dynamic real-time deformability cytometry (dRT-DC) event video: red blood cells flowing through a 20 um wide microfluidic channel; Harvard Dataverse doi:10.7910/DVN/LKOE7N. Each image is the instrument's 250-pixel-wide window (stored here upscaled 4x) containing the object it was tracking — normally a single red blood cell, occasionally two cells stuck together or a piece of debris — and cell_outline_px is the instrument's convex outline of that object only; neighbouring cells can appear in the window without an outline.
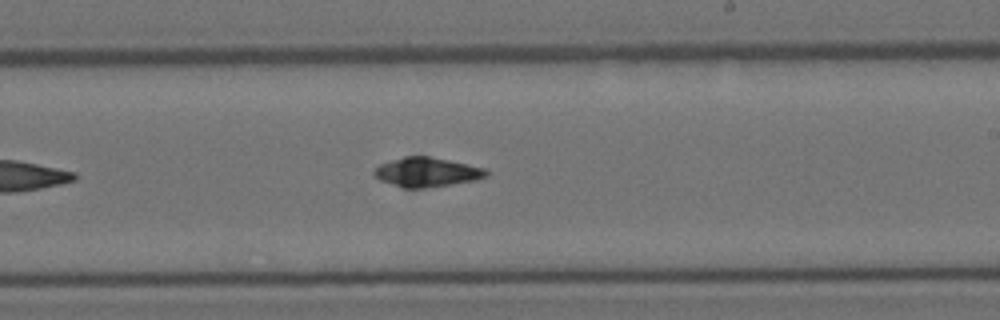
{"species": "Egyptian fruit bat (a non-hibernating species)", "species_latin": "Rousettus aegyptiacus", "temperature_condition": "room temperature", "stored_images_in_passage": 16, "camera_frame_rate_fps": 3000, "um_per_image_px": 0.085, "animal": {"sex": "female"}, "frame": {"image": 1, "passage_image": 16, "time_ms": 5.0, "image_size_px": [1000, 320], "cell_outline_px": [[488, 176], [476, 180], [424, 188], [404, 188], [380, 180], [372, 172], [380, 164], [404, 156], [428, 156], [448, 160], [484, 168], [488, 172]], "centroid_in_image_um": [36.27, 14.63], "position_along_channel_um": 252.7, "area_um2": 18.9}}